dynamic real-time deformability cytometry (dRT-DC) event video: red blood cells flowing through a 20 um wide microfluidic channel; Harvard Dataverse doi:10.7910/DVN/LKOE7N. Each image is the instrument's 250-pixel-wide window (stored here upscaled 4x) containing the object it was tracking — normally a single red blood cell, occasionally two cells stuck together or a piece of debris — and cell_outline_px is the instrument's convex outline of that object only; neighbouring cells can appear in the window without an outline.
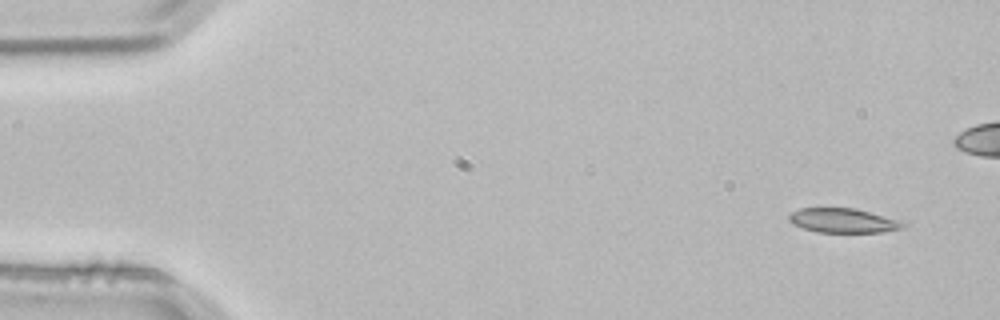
{"species": "common noctule bat (a hibernating species)", "species_latin": "Nyctalus noctula", "temperature_condition": "room temperature", "stored_images_in_passage": 4, "segment_of_instrument_passage": [2, 2], "camera_frame_rate_fps": 3000, "um_per_image_px": 0.085, "animal": {"sex": "male", "body_mass_g": 21.5, "forearm_length_mm": 52.0}, "frame": {"image": 1, "passage_image": 4, "time_ms": 1.0, "image_size_px": [1000, 320], "cell_outline_px": [[908, 224], [904, 228], [884, 232], [816, 232], [792, 224], [788, 220], [788, 216], [792, 212], [800, 208], [856, 208], [908, 220]], "centroid_in_image_um": [71.81, 18.74], "position_along_channel_um": 13.2, "area_um2": 16.82}}